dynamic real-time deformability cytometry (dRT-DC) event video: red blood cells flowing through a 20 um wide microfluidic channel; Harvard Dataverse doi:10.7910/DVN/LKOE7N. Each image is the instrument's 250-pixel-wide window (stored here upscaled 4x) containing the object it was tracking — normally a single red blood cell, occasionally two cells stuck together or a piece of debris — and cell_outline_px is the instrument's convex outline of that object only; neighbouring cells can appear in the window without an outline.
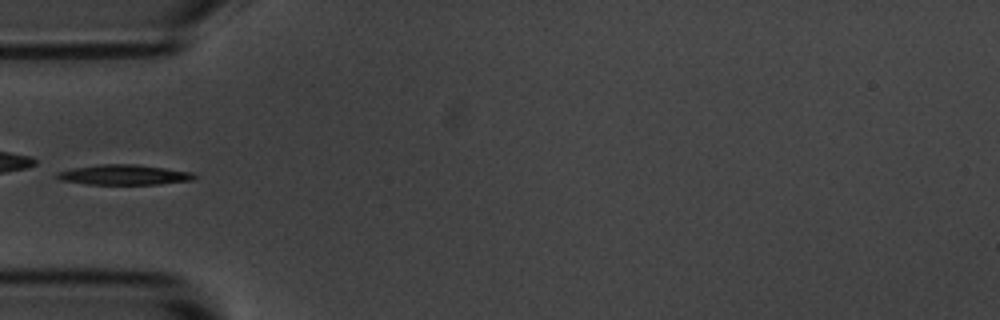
{"species": "common noctule bat (a hibernating species)", "species_latin": "Nyctalus noctula", "temperature_condition": "room temperature", "stored_images_in_passage": 5, "camera_frame_rate_fps": 3000, "um_per_image_px": 0.085, "animal": {"sex": "male", "body_mass_g": 20.1, "forearm_length_mm": 53.5}, "frame": {"image": 1, "passage_image": 4, "time_ms": 3.667, "image_size_px": [1000, 320], "cell_outline_px": [[196, 180], [160, 184], [88, 184], [60, 180], [56, 176], [56, 172], [72, 168], [100, 164], [132, 164], [164, 168], [192, 172], [196, 176]], "centroid_in_image_um": [10.55, 14.86], "position_along_channel_um": 74.5, "area_um2": 16.07}}